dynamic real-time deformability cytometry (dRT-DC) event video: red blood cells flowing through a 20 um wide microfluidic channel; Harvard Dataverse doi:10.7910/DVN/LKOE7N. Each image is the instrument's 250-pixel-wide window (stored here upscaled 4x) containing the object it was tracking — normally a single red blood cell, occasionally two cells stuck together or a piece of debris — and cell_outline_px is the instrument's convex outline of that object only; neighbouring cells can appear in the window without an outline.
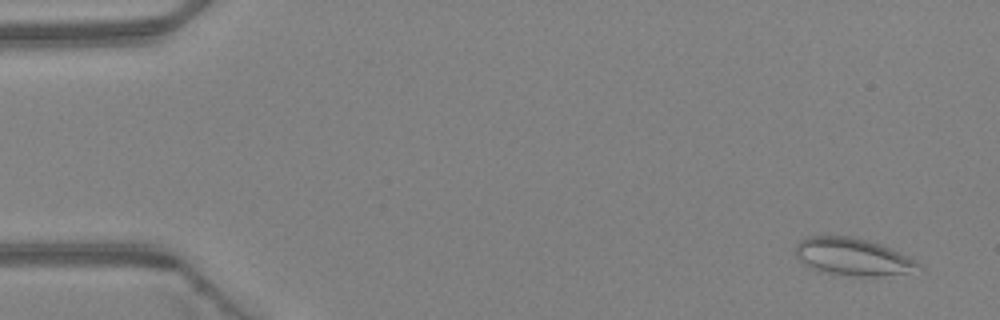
{"species": "Egyptian fruit bat (a non-hibernating species)", "species_latin": "Rousettus aegyptiacus", "temperature_condition": "warm", "stored_images_in_passage": 4, "camera_frame_rate_fps": 3000, "um_per_image_px": 0.085, "animal": {"sex": "female"}, "frame": {"image": 1, "passage_image": 1, "time_ms": 0.0, "image_size_px": [1000, 320], "cell_outline_px": [[924, 268], [904, 272], [880, 276], [852, 276], [820, 272], [804, 264], [796, 256], [796, 244], [804, 236], [852, 236], [868, 240], [880, 244], [908, 256], [924, 264]], "centroid_in_image_um": [72.47, 21.82], "position_along_channel_um": 12.5, "area_um2": 26.88}}